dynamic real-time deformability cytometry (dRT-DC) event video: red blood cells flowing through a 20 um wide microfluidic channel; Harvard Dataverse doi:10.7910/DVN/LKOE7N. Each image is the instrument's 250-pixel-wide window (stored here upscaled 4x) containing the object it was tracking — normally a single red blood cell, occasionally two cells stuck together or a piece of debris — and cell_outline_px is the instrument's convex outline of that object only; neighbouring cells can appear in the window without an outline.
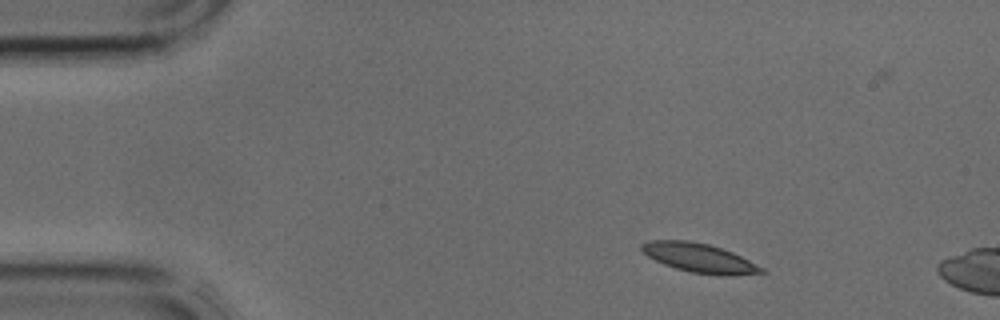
{"species": "common noctule bat (a hibernating species)", "species_latin": "Nyctalus noctula", "temperature_condition": "cold", "stored_images_in_passage": 4, "camera_frame_rate_fps": 3000, "um_per_image_px": 0.085, "animal": {"sex": "male", "body_mass_g": 17.9, "forearm_length_mm": 54.2}, "frame": {"image": 1, "passage_image": 1, "time_ms": 0.0, "image_size_px": [1000, 320], "cell_outline_px": [[768, 272], [732, 276], [692, 272], [676, 268], [664, 264], [648, 256], [640, 248], [640, 244], [648, 240], [688, 240], [708, 244], [732, 252], [764, 268]], "centroid_in_image_um": [59.44, 21.92], "position_along_channel_um": 25.6, "area_um2": 20.11}}